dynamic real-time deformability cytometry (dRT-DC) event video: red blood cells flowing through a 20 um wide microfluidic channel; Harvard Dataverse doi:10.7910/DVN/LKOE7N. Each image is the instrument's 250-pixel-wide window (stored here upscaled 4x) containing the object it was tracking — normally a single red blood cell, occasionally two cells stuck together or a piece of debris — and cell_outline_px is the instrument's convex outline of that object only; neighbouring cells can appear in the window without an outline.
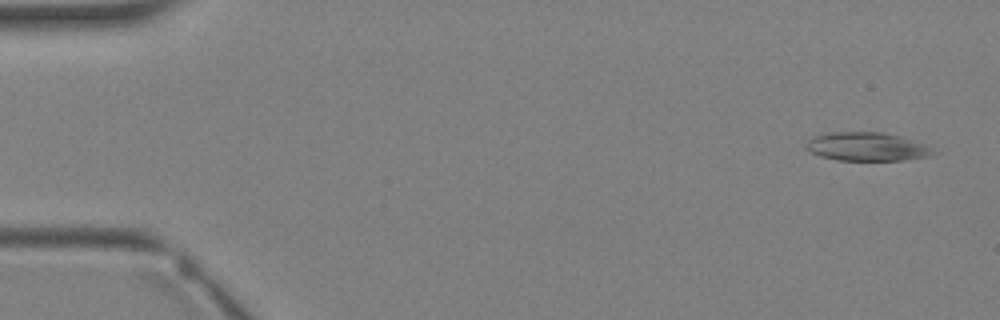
{"species": "Egyptian fruit bat (a non-hibernating species)", "species_latin": "Rousettus aegyptiacus", "temperature_condition": "warm", "stored_images_in_passage": 3, "camera_frame_rate_fps": 3000, "um_per_image_px": 0.085, "animal": {"sex": "female"}, "frame": {"image": 1, "passage_image": 1, "time_ms": 0.0, "image_size_px": [1000, 320], "cell_outline_px": [[940, 152], [928, 156], [904, 160], [836, 160], [820, 156], [804, 148], [804, 144], [808, 140], [820, 132], [884, 132], [900, 136], [924, 144]], "centroid_in_image_um": [73.65, 12.46], "position_along_channel_um": 11.3, "area_um2": 21.39}}
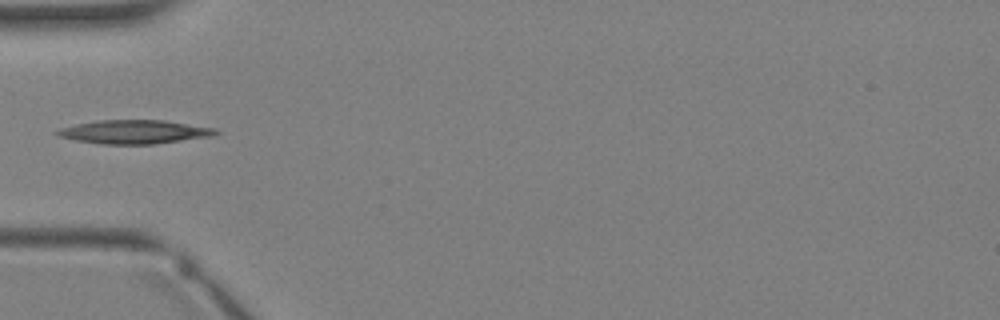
{"frame": {"image": 2, "passage_image": 3, "time_ms": 3.333, "image_size_px": [1000, 320], "cell_outline_px": [[220, 132], [212, 136], [152, 144], [100, 144], [76, 140], [56, 136], [56, 132], [60, 128], [76, 124], [96, 120], [164, 120], [216, 128]], "centroid_in_image_um": [11.41, 11.2], "position_along_channel_um": 73.6, "area_um2": 21.85}}